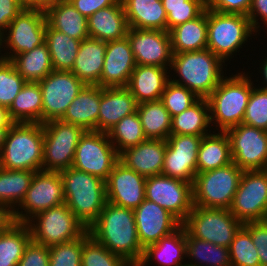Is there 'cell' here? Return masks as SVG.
Segmentation results:
<instances>
[{
  "instance_id": "1",
  "label": "cell",
  "mask_w": 267,
  "mask_h": 266,
  "mask_svg": "<svg viewBox=\"0 0 267 266\" xmlns=\"http://www.w3.org/2000/svg\"><path fill=\"white\" fill-rule=\"evenodd\" d=\"M90 236L110 252L137 266L144 253L135 223L134 211L107 201L97 220L87 229Z\"/></svg>"
},
{
  "instance_id": "2",
  "label": "cell",
  "mask_w": 267,
  "mask_h": 266,
  "mask_svg": "<svg viewBox=\"0 0 267 266\" xmlns=\"http://www.w3.org/2000/svg\"><path fill=\"white\" fill-rule=\"evenodd\" d=\"M67 207L88 229L107 203L105 181L73 167L60 172Z\"/></svg>"
},
{
  "instance_id": "3",
  "label": "cell",
  "mask_w": 267,
  "mask_h": 266,
  "mask_svg": "<svg viewBox=\"0 0 267 266\" xmlns=\"http://www.w3.org/2000/svg\"><path fill=\"white\" fill-rule=\"evenodd\" d=\"M223 63L210 49L173 53L170 68L181 79L170 81L186 87L198 98H207L224 78Z\"/></svg>"
},
{
  "instance_id": "4",
  "label": "cell",
  "mask_w": 267,
  "mask_h": 266,
  "mask_svg": "<svg viewBox=\"0 0 267 266\" xmlns=\"http://www.w3.org/2000/svg\"><path fill=\"white\" fill-rule=\"evenodd\" d=\"M44 130L41 123H13L0 151V167L9 170H42Z\"/></svg>"
},
{
  "instance_id": "5",
  "label": "cell",
  "mask_w": 267,
  "mask_h": 266,
  "mask_svg": "<svg viewBox=\"0 0 267 266\" xmlns=\"http://www.w3.org/2000/svg\"><path fill=\"white\" fill-rule=\"evenodd\" d=\"M245 72L224 77L206 98L209 104L210 122L220 131L243 122L245 110L253 89V82ZM215 122V123H214Z\"/></svg>"
},
{
  "instance_id": "6",
  "label": "cell",
  "mask_w": 267,
  "mask_h": 266,
  "mask_svg": "<svg viewBox=\"0 0 267 266\" xmlns=\"http://www.w3.org/2000/svg\"><path fill=\"white\" fill-rule=\"evenodd\" d=\"M243 172L232 162L221 168L197 173L192 183L193 206L229 209Z\"/></svg>"
},
{
  "instance_id": "7",
  "label": "cell",
  "mask_w": 267,
  "mask_h": 266,
  "mask_svg": "<svg viewBox=\"0 0 267 266\" xmlns=\"http://www.w3.org/2000/svg\"><path fill=\"white\" fill-rule=\"evenodd\" d=\"M253 32L247 16L207 8V49L223 61L232 58Z\"/></svg>"
},
{
  "instance_id": "8",
  "label": "cell",
  "mask_w": 267,
  "mask_h": 266,
  "mask_svg": "<svg viewBox=\"0 0 267 266\" xmlns=\"http://www.w3.org/2000/svg\"><path fill=\"white\" fill-rule=\"evenodd\" d=\"M182 226L192 237L229 248L243 223L229 209L193 206Z\"/></svg>"
},
{
  "instance_id": "9",
  "label": "cell",
  "mask_w": 267,
  "mask_h": 266,
  "mask_svg": "<svg viewBox=\"0 0 267 266\" xmlns=\"http://www.w3.org/2000/svg\"><path fill=\"white\" fill-rule=\"evenodd\" d=\"M31 219L26 224L32 240L48 247L73 241L87 231L65 203L40 212Z\"/></svg>"
},
{
  "instance_id": "10",
  "label": "cell",
  "mask_w": 267,
  "mask_h": 266,
  "mask_svg": "<svg viewBox=\"0 0 267 266\" xmlns=\"http://www.w3.org/2000/svg\"><path fill=\"white\" fill-rule=\"evenodd\" d=\"M42 170L61 172L72 167L75 150L85 130L61 120L43 123Z\"/></svg>"
},
{
  "instance_id": "11",
  "label": "cell",
  "mask_w": 267,
  "mask_h": 266,
  "mask_svg": "<svg viewBox=\"0 0 267 266\" xmlns=\"http://www.w3.org/2000/svg\"><path fill=\"white\" fill-rule=\"evenodd\" d=\"M119 154L106 132L85 131L75 150L72 167L106 181Z\"/></svg>"
},
{
  "instance_id": "12",
  "label": "cell",
  "mask_w": 267,
  "mask_h": 266,
  "mask_svg": "<svg viewBox=\"0 0 267 266\" xmlns=\"http://www.w3.org/2000/svg\"><path fill=\"white\" fill-rule=\"evenodd\" d=\"M64 188L60 172L36 171L24 199L19 204L20 209L14 210V222L28 223L34 216L49 208L64 204Z\"/></svg>"
},
{
  "instance_id": "13",
  "label": "cell",
  "mask_w": 267,
  "mask_h": 266,
  "mask_svg": "<svg viewBox=\"0 0 267 266\" xmlns=\"http://www.w3.org/2000/svg\"><path fill=\"white\" fill-rule=\"evenodd\" d=\"M229 210L242 223L267 220V169L243 172Z\"/></svg>"
},
{
  "instance_id": "14",
  "label": "cell",
  "mask_w": 267,
  "mask_h": 266,
  "mask_svg": "<svg viewBox=\"0 0 267 266\" xmlns=\"http://www.w3.org/2000/svg\"><path fill=\"white\" fill-rule=\"evenodd\" d=\"M42 92V124L60 120L68 106L86 86L71 71L53 70L39 82Z\"/></svg>"
},
{
  "instance_id": "15",
  "label": "cell",
  "mask_w": 267,
  "mask_h": 266,
  "mask_svg": "<svg viewBox=\"0 0 267 266\" xmlns=\"http://www.w3.org/2000/svg\"><path fill=\"white\" fill-rule=\"evenodd\" d=\"M46 25L47 19L45 11L24 8L12 20L4 32L6 33L8 30V34H1V46L5 43V46L11 49L10 53L7 52L6 55H1V57L6 60H11L14 56L29 52L35 47L45 43ZM5 35L8 36L6 37ZM11 51H13V53Z\"/></svg>"
},
{
  "instance_id": "16",
  "label": "cell",
  "mask_w": 267,
  "mask_h": 266,
  "mask_svg": "<svg viewBox=\"0 0 267 266\" xmlns=\"http://www.w3.org/2000/svg\"><path fill=\"white\" fill-rule=\"evenodd\" d=\"M225 132L234 164L243 171L267 169V131L241 123Z\"/></svg>"
},
{
  "instance_id": "17",
  "label": "cell",
  "mask_w": 267,
  "mask_h": 266,
  "mask_svg": "<svg viewBox=\"0 0 267 266\" xmlns=\"http://www.w3.org/2000/svg\"><path fill=\"white\" fill-rule=\"evenodd\" d=\"M145 199L157 203L183 223L193 207L192 184L162 174L147 177Z\"/></svg>"
},
{
  "instance_id": "18",
  "label": "cell",
  "mask_w": 267,
  "mask_h": 266,
  "mask_svg": "<svg viewBox=\"0 0 267 266\" xmlns=\"http://www.w3.org/2000/svg\"><path fill=\"white\" fill-rule=\"evenodd\" d=\"M202 137L171 134L166 139L162 175L193 183L197 174V154Z\"/></svg>"
},
{
  "instance_id": "19",
  "label": "cell",
  "mask_w": 267,
  "mask_h": 266,
  "mask_svg": "<svg viewBox=\"0 0 267 266\" xmlns=\"http://www.w3.org/2000/svg\"><path fill=\"white\" fill-rule=\"evenodd\" d=\"M127 37L136 65L170 68L173 52L169 31L129 27Z\"/></svg>"
},
{
  "instance_id": "20",
  "label": "cell",
  "mask_w": 267,
  "mask_h": 266,
  "mask_svg": "<svg viewBox=\"0 0 267 266\" xmlns=\"http://www.w3.org/2000/svg\"><path fill=\"white\" fill-rule=\"evenodd\" d=\"M133 211L138 239L144 249L182 226V223L170 212L147 199Z\"/></svg>"
},
{
  "instance_id": "21",
  "label": "cell",
  "mask_w": 267,
  "mask_h": 266,
  "mask_svg": "<svg viewBox=\"0 0 267 266\" xmlns=\"http://www.w3.org/2000/svg\"><path fill=\"white\" fill-rule=\"evenodd\" d=\"M146 178L118 161L105 181L107 201L136 209L145 200Z\"/></svg>"
},
{
  "instance_id": "22",
  "label": "cell",
  "mask_w": 267,
  "mask_h": 266,
  "mask_svg": "<svg viewBox=\"0 0 267 266\" xmlns=\"http://www.w3.org/2000/svg\"><path fill=\"white\" fill-rule=\"evenodd\" d=\"M136 67L128 37L106 42L102 75L98 86L127 87L131 74Z\"/></svg>"
},
{
  "instance_id": "23",
  "label": "cell",
  "mask_w": 267,
  "mask_h": 266,
  "mask_svg": "<svg viewBox=\"0 0 267 266\" xmlns=\"http://www.w3.org/2000/svg\"><path fill=\"white\" fill-rule=\"evenodd\" d=\"M166 140L147 139L119 154V161L145 178L162 174Z\"/></svg>"
},
{
  "instance_id": "24",
  "label": "cell",
  "mask_w": 267,
  "mask_h": 266,
  "mask_svg": "<svg viewBox=\"0 0 267 266\" xmlns=\"http://www.w3.org/2000/svg\"><path fill=\"white\" fill-rule=\"evenodd\" d=\"M137 105L127 87H101L98 131L108 133L122 118L136 112Z\"/></svg>"
},
{
  "instance_id": "25",
  "label": "cell",
  "mask_w": 267,
  "mask_h": 266,
  "mask_svg": "<svg viewBox=\"0 0 267 266\" xmlns=\"http://www.w3.org/2000/svg\"><path fill=\"white\" fill-rule=\"evenodd\" d=\"M167 70L168 68L158 66L136 65L127 88L137 104L160 100L170 81Z\"/></svg>"
},
{
  "instance_id": "26",
  "label": "cell",
  "mask_w": 267,
  "mask_h": 266,
  "mask_svg": "<svg viewBox=\"0 0 267 266\" xmlns=\"http://www.w3.org/2000/svg\"><path fill=\"white\" fill-rule=\"evenodd\" d=\"M90 38L103 42L120 40L127 36L129 29L122 1L100 9L87 18Z\"/></svg>"
},
{
  "instance_id": "27",
  "label": "cell",
  "mask_w": 267,
  "mask_h": 266,
  "mask_svg": "<svg viewBox=\"0 0 267 266\" xmlns=\"http://www.w3.org/2000/svg\"><path fill=\"white\" fill-rule=\"evenodd\" d=\"M101 87L86 85L68 106L61 121L82 127L85 131H98Z\"/></svg>"
},
{
  "instance_id": "28",
  "label": "cell",
  "mask_w": 267,
  "mask_h": 266,
  "mask_svg": "<svg viewBox=\"0 0 267 266\" xmlns=\"http://www.w3.org/2000/svg\"><path fill=\"white\" fill-rule=\"evenodd\" d=\"M106 42L87 38L81 41L71 72L86 85H97L102 75Z\"/></svg>"
},
{
  "instance_id": "29",
  "label": "cell",
  "mask_w": 267,
  "mask_h": 266,
  "mask_svg": "<svg viewBox=\"0 0 267 266\" xmlns=\"http://www.w3.org/2000/svg\"><path fill=\"white\" fill-rule=\"evenodd\" d=\"M128 26L167 31V15L161 0H121Z\"/></svg>"
},
{
  "instance_id": "30",
  "label": "cell",
  "mask_w": 267,
  "mask_h": 266,
  "mask_svg": "<svg viewBox=\"0 0 267 266\" xmlns=\"http://www.w3.org/2000/svg\"><path fill=\"white\" fill-rule=\"evenodd\" d=\"M183 256L186 257V230L181 226L172 234L148 245L144 249L143 257L137 266H146L148 262L154 259H157L161 266H180L184 265L181 263Z\"/></svg>"
},
{
  "instance_id": "31",
  "label": "cell",
  "mask_w": 267,
  "mask_h": 266,
  "mask_svg": "<svg viewBox=\"0 0 267 266\" xmlns=\"http://www.w3.org/2000/svg\"><path fill=\"white\" fill-rule=\"evenodd\" d=\"M47 23L73 39L89 38L87 18L83 16L69 0H62L46 11Z\"/></svg>"
},
{
  "instance_id": "32",
  "label": "cell",
  "mask_w": 267,
  "mask_h": 266,
  "mask_svg": "<svg viewBox=\"0 0 267 266\" xmlns=\"http://www.w3.org/2000/svg\"><path fill=\"white\" fill-rule=\"evenodd\" d=\"M173 53L207 49V8L198 17L169 30Z\"/></svg>"
},
{
  "instance_id": "33",
  "label": "cell",
  "mask_w": 267,
  "mask_h": 266,
  "mask_svg": "<svg viewBox=\"0 0 267 266\" xmlns=\"http://www.w3.org/2000/svg\"><path fill=\"white\" fill-rule=\"evenodd\" d=\"M232 163L230 141L225 131L202 137L197 154V173L224 167Z\"/></svg>"
},
{
  "instance_id": "34",
  "label": "cell",
  "mask_w": 267,
  "mask_h": 266,
  "mask_svg": "<svg viewBox=\"0 0 267 266\" xmlns=\"http://www.w3.org/2000/svg\"><path fill=\"white\" fill-rule=\"evenodd\" d=\"M14 123L42 124V92L39 83L26 82L8 109Z\"/></svg>"
},
{
  "instance_id": "35",
  "label": "cell",
  "mask_w": 267,
  "mask_h": 266,
  "mask_svg": "<svg viewBox=\"0 0 267 266\" xmlns=\"http://www.w3.org/2000/svg\"><path fill=\"white\" fill-rule=\"evenodd\" d=\"M10 61L26 82L39 83L53 71L46 43L14 56Z\"/></svg>"
},
{
  "instance_id": "36",
  "label": "cell",
  "mask_w": 267,
  "mask_h": 266,
  "mask_svg": "<svg viewBox=\"0 0 267 266\" xmlns=\"http://www.w3.org/2000/svg\"><path fill=\"white\" fill-rule=\"evenodd\" d=\"M136 111L147 139L166 140L171 135L172 117L160 100L140 103Z\"/></svg>"
},
{
  "instance_id": "37",
  "label": "cell",
  "mask_w": 267,
  "mask_h": 266,
  "mask_svg": "<svg viewBox=\"0 0 267 266\" xmlns=\"http://www.w3.org/2000/svg\"><path fill=\"white\" fill-rule=\"evenodd\" d=\"M210 122L209 104L206 98H199L182 113L172 117L171 134L205 136Z\"/></svg>"
},
{
  "instance_id": "38",
  "label": "cell",
  "mask_w": 267,
  "mask_h": 266,
  "mask_svg": "<svg viewBox=\"0 0 267 266\" xmlns=\"http://www.w3.org/2000/svg\"><path fill=\"white\" fill-rule=\"evenodd\" d=\"M45 43L47 44L53 70L71 71L76 59L81 40L53 29L48 23L45 29Z\"/></svg>"
},
{
  "instance_id": "39",
  "label": "cell",
  "mask_w": 267,
  "mask_h": 266,
  "mask_svg": "<svg viewBox=\"0 0 267 266\" xmlns=\"http://www.w3.org/2000/svg\"><path fill=\"white\" fill-rule=\"evenodd\" d=\"M32 240L26 223L12 222L0 232V266H17Z\"/></svg>"
},
{
  "instance_id": "40",
  "label": "cell",
  "mask_w": 267,
  "mask_h": 266,
  "mask_svg": "<svg viewBox=\"0 0 267 266\" xmlns=\"http://www.w3.org/2000/svg\"><path fill=\"white\" fill-rule=\"evenodd\" d=\"M35 172L9 170L0 167V203L4 204L11 212L16 209L17 205L19 207L30 187Z\"/></svg>"
},
{
  "instance_id": "41",
  "label": "cell",
  "mask_w": 267,
  "mask_h": 266,
  "mask_svg": "<svg viewBox=\"0 0 267 266\" xmlns=\"http://www.w3.org/2000/svg\"><path fill=\"white\" fill-rule=\"evenodd\" d=\"M186 257L200 261H196V264L188 263L190 266H204L202 263H205V266H232L229 248L192 237L187 231Z\"/></svg>"
},
{
  "instance_id": "42",
  "label": "cell",
  "mask_w": 267,
  "mask_h": 266,
  "mask_svg": "<svg viewBox=\"0 0 267 266\" xmlns=\"http://www.w3.org/2000/svg\"><path fill=\"white\" fill-rule=\"evenodd\" d=\"M107 134L118 154L147 140L137 111L122 118Z\"/></svg>"
},
{
  "instance_id": "43",
  "label": "cell",
  "mask_w": 267,
  "mask_h": 266,
  "mask_svg": "<svg viewBox=\"0 0 267 266\" xmlns=\"http://www.w3.org/2000/svg\"><path fill=\"white\" fill-rule=\"evenodd\" d=\"M167 15V31L200 16L207 0H161Z\"/></svg>"
},
{
  "instance_id": "44",
  "label": "cell",
  "mask_w": 267,
  "mask_h": 266,
  "mask_svg": "<svg viewBox=\"0 0 267 266\" xmlns=\"http://www.w3.org/2000/svg\"><path fill=\"white\" fill-rule=\"evenodd\" d=\"M232 266H260L257 248L250 232L242 226L233 238L229 247Z\"/></svg>"
},
{
  "instance_id": "45",
  "label": "cell",
  "mask_w": 267,
  "mask_h": 266,
  "mask_svg": "<svg viewBox=\"0 0 267 266\" xmlns=\"http://www.w3.org/2000/svg\"><path fill=\"white\" fill-rule=\"evenodd\" d=\"M26 81L10 60L0 59V106L9 109Z\"/></svg>"
},
{
  "instance_id": "46",
  "label": "cell",
  "mask_w": 267,
  "mask_h": 266,
  "mask_svg": "<svg viewBox=\"0 0 267 266\" xmlns=\"http://www.w3.org/2000/svg\"><path fill=\"white\" fill-rule=\"evenodd\" d=\"M90 237L88 230L73 241L49 247V266H81L83 243Z\"/></svg>"
},
{
  "instance_id": "47",
  "label": "cell",
  "mask_w": 267,
  "mask_h": 266,
  "mask_svg": "<svg viewBox=\"0 0 267 266\" xmlns=\"http://www.w3.org/2000/svg\"><path fill=\"white\" fill-rule=\"evenodd\" d=\"M81 266H131L91 236L83 243Z\"/></svg>"
},
{
  "instance_id": "48",
  "label": "cell",
  "mask_w": 267,
  "mask_h": 266,
  "mask_svg": "<svg viewBox=\"0 0 267 266\" xmlns=\"http://www.w3.org/2000/svg\"><path fill=\"white\" fill-rule=\"evenodd\" d=\"M199 98L186 87L169 81L161 95L160 101L168 110L171 117L182 113Z\"/></svg>"
},
{
  "instance_id": "49",
  "label": "cell",
  "mask_w": 267,
  "mask_h": 266,
  "mask_svg": "<svg viewBox=\"0 0 267 266\" xmlns=\"http://www.w3.org/2000/svg\"><path fill=\"white\" fill-rule=\"evenodd\" d=\"M242 123L267 131V90L253 87Z\"/></svg>"
},
{
  "instance_id": "50",
  "label": "cell",
  "mask_w": 267,
  "mask_h": 266,
  "mask_svg": "<svg viewBox=\"0 0 267 266\" xmlns=\"http://www.w3.org/2000/svg\"><path fill=\"white\" fill-rule=\"evenodd\" d=\"M257 248L260 266H267V220L243 223Z\"/></svg>"
},
{
  "instance_id": "51",
  "label": "cell",
  "mask_w": 267,
  "mask_h": 266,
  "mask_svg": "<svg viewBox=\"0 0 267 266\" xmlns=\"http://www.w3.org/2000/svg\"><path fill=\"white\" fill-rule=\"evenodd\" d=\"M49 247L31 240L17 266H49Z\"/></svg>"
},
{
  "instance_id": "52",
  "label": "cell",
  "mask_w": 267,
  "mask_h": 266,
  "mask_svg": "<svg viewBox=\"0 0 267 266\" xmlns=\"http://www.w3.org/2000/svg\"><path fill=\"white\" fill-rule=\"evenodd\" d=\"M252 0H207V8L221 13L248 15Z\"/></svg>"
},
{
  "instance_id": "53",
  "label": "cell",
  "mask_w": 267,
  "mask_h": 266,
  "mask_svg": "<svg viewBox=\"0 0 267 266\" xmlns=\"http://www.w3.org/2000/svg\"><path fill=\"white\" fill-rule=\"evenodd\" d=\"M24 8L18 0H0V36Z\"/></svg>"
},
{
  "instance_id": "54",
  "label": "cell",
  "mask_w": 267,
  "mask_h": 266,
  "mask_svg": "<svg viewBox=\"0 0 267 266\" xmlns=\"http://www.w3.org/2000/svg\"><path fill=\"white\" fill-rule=\"evenodd\" d=\"M86 18L96 11L115 5L119 0H69Z\"/></svg>"
},
{
  "instance_id": "55",
  "label": "cell",
  "mask_w": 267,
  "mask_h": 266,
  "mask_svg": "<svg viewBox=\"0 0 267 266\" xmlns=\"http://www.w3.org/2000/svg\"><path fill=\"white\" fill-rule=\"evenodd\" d=\"M260 15V21L267 25V0H252L251 8L248 12V19L250 20L251 27L257 33L258 26L257 16Z\"/></svg>"
},
{
  "instance_id": "56",
  "label": "cell",
  "mask_w": 267,
  "mask_h": 266,
  "mask_svg": "<svg viewBox=\"0 0 267 266\" xmlns=\"http://www.w3.org/2000/svg\"><path fill=\"white\" fill-rule=\"evenodd\" d=\"M13 222L12 212L0 203V232L5 230Z\"/></svg>"
},
{
  "instance_id": "57",
  "label": "cell",
  "mask_w": 267,
  "mask_h": 266,
  "mask_svg": "<svg viewBox=\"0 0 267 266\" xmlns=\"http://www.w3.org/2000/svg\"><path fill=\"white\" fill-rule=\"evenodd\" d=\"M62 0H35V9L46 11L49 7L56 5Z\"/></svg>"
},
{
  "instance_id": "58",
  "label": "cell",
  "mask_w": 267,
  "mask_h": 266,
  "mask_svg": "<svg viewBox=\"0 0 267 266\" xmlns=\"http://www.w3.org/2000/svg\"><path fill=\"white\" fill-rule=\"evenodd\" d=\"M13 123L9 117L8 109L0 106V126H11Z\"/></svg>"
},
{
  "instance_id": "59",
  "label": "cell",
  "mask_w": 267,
  "mask_h": 266,
  "mask_svg": "<svg viewBox=\"0 0 267 266\" xmlns=\"http://www.w3.org/2000/svg\"><path fill=\"white\" fill-rule=\"evenodd\" d=\"M265 60V61H264ZM263 60V64L261 65L262 67H260L261 68V73H262V75L264 76V81L265 82H263V83H265L266 85L264 86V87H262V89H265V90H267V57H266V59H264Z\"/></svg>"
},
{
  "instance_id": "60",
  "label": "cell",
  "mask_w": 267,
  "mask_h": 266,
  "mask_svg": "<svg viewBox=\"0 0 267 266\" xmlns=\"http://www.w3.org/2000/svg\"><path fill=\"white\" fill-rule=\"evenodd\" d=\"M10 127L11 126H0V151H1L3 143L5 141L7 131Z\"/></svg>"
},
{
  "instance_id": "61",
  "label": "cell",
  "mask_w": 267,
  "mask_h": 266,
  "mask_svg": "<svg viewBox=\"0 0 267 266\" xmlns=\"http://www.w3.org/2000/svg\"><path fill=\"white\" fill-rule=\"evenodd\" d=\"M25 8L35 9V0H18Z\"/></svg>"
},
{
  "instance_id": "62",
  "label": "cell",
  "mask_w": 267,
  "mask_h": 266,
  "mask_svg": "<svg viewBox=\"0 0 267 266\" xmlns=\"http://www.w3.org/2000/svg\"><path fill=\"white\" fill-rule=\"evenodd\" d=\"M0 38H1V36H0ZM0 40H1V39H0ZM1 48H3V47H1V43H0V49H1ZM0 52H1V50H0ZM1 58H2V57L0 56V59H1Z\"/></svg>"
}]
</instances>
